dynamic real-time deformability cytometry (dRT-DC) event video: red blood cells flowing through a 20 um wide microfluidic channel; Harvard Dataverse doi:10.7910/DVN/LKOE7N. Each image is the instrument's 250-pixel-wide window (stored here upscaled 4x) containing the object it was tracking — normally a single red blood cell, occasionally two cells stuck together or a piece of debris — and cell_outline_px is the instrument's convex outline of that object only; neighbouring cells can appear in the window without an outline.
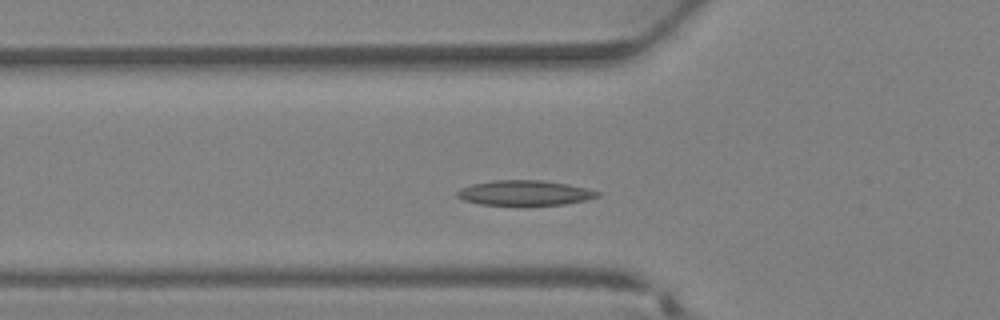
{"species": "Egyptian fruit bat (a non-hibernating species)", "species_latin": "Rousettus aegyptiacus", "temperature_condition": "warm", "stored_images_in_passage": 29, "camera_frame_rate_fps": 3000, "um_per_image_px": 0.085, "animal": {"sex": "female"}, "frame": {"image": 1, "passage_image": 4, "time_ms": 1.0, "image_size_px": [1000, 320], "cell_outline_px": [[600, 196], [584, 200], [564, 204], [480, 204], [464, 200], [456, 196], [456, 192], [460, 188], [472, 184], [492, 180], [540, 180], [568, 184], [600, 192]], "centroid_in_image_um": [44.56, 16.38], "position_along_channel_um": 81.2, "area_um2": 20.06}}
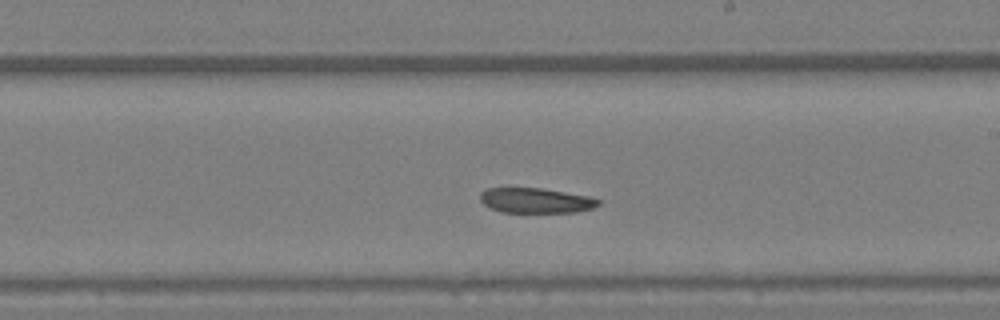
{"frame": {"image": 2, "passage_image": 13, "time_ms": 4.0, "image_size_px": [1000, 320], "cell_outline_px": [[600, 204], [592, 208], [576, 212], [504, 212], [492, 208], [484, 204], [480, 200], [480, 192], [488, 188], [540, 188], [588, 196], [600, 200]], "centroid_in_image_um": [45.54, 17.04], "position_along_channel_um": 243.5, "area_um2": 17.05}}
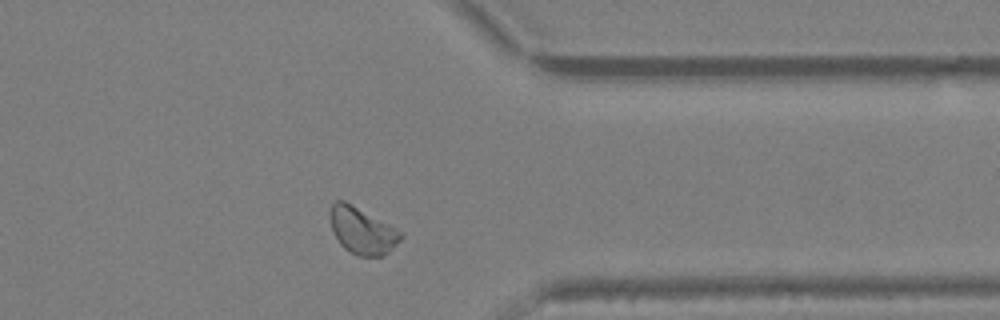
{"frame": {"image": 3, "passage_image": 21, "time_ms": 6.667, "image_size_px": [1000, 320], "cell_outline_px": [[404, 236], [384, 256], [360, 256], [344, 248], [340, 244], [332, 228], [328, 216], [328, 212], [332, 204], [336, 200], [344, 200], [404, 232]], "centroid_in_image_um": [30.78, 19.59], "position_along_channel_um": 380.6, "area_um2": 19.19}}